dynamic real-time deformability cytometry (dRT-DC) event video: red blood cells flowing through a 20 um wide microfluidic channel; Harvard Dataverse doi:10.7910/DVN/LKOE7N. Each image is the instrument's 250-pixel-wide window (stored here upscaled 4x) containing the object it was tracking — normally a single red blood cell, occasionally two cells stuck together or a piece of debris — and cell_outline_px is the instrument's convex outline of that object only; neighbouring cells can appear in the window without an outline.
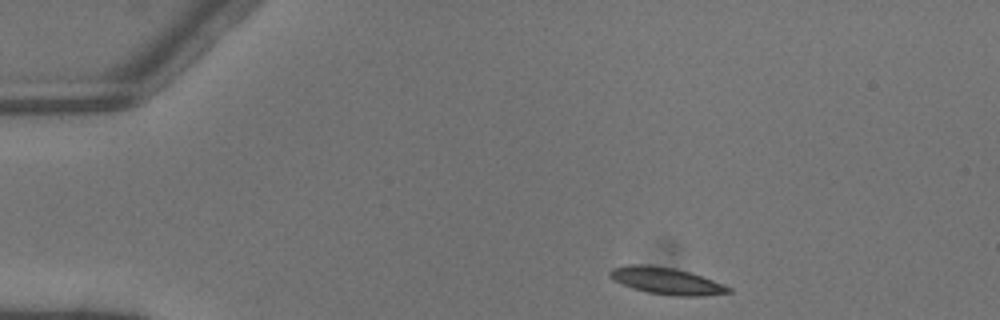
{"species": "common noctule bat (a hibernating species)", "species_latin": "Nyctalus noctula", "temperature_condition": "warm", "stored_images_in_passage": 3, "camera_frame_rate_fps": 3000, "um_per_image_px": 0.085, "animal": {"sex": "male", "body_mass_g": 13.3}, "frame": {"image": 1, "passage_image": 1, "time_ms": 0.0, "image_size_px": [1000, 320], "cell_outline_px": [[732, 292], [700, 296], [676, 296], [648, 292], [632, 288], [608, 276], [608, 272], [612, 268], [628, 264], [640, 264], [676, 268], [724, 284], [732, 288]], "centroid_in_image_um": [56.64, 23.87], "position_along_channel_um": 28.4, "area_um2": 18.32}}
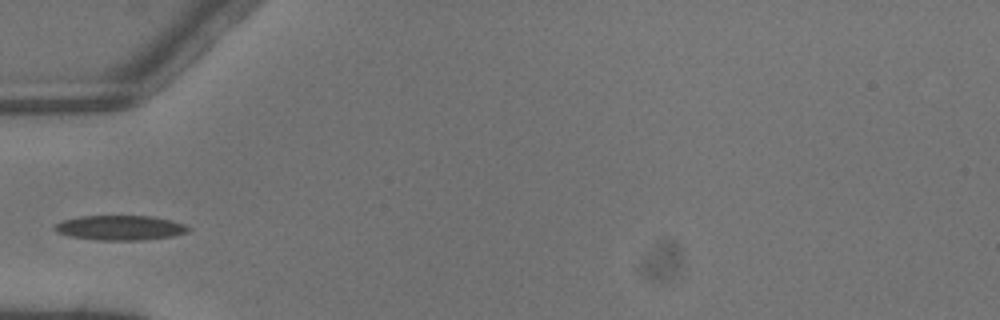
{"frame": {"image": 2, "passage_image": 3, "time_ms": 0.667, "image_size_px": [1000, 320], "cell_outline_px": [[188, 232], [172, 236], [140, 240], [96, 240], [68, 236], [56, 232], [52, 228], [56, 224], [64, 220], [80, 216], [152, 216], [172, 220], [184, 224], [188, 228]], "centroid_in_image_um": [10.18, 19.36], "position_along_channel_um": 74.8, "area_um2": 19.25}}